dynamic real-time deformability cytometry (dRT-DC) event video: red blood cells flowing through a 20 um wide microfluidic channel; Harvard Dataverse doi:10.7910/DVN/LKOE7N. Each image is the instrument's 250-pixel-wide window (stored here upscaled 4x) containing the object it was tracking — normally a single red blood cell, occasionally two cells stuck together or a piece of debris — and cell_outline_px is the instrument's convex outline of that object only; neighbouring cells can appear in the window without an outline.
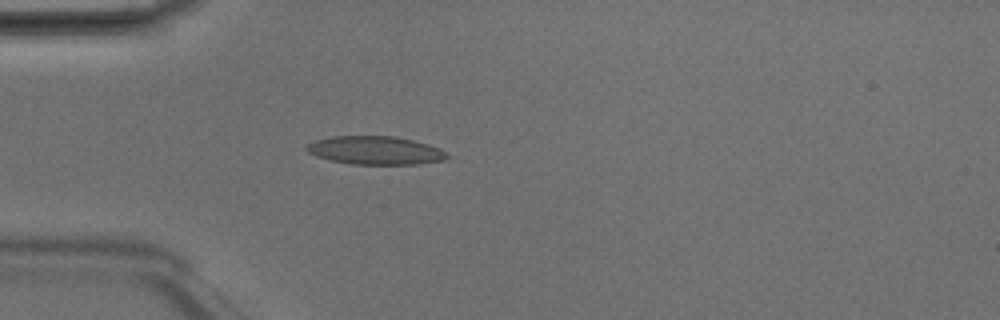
{"species": "Egyptian fruit bat (a non-hibernating species)", "species_latin": "Rousettus aegyptiacus", "temperature_condition": "room temperature", "stored_images_in_passage": 2, "camera_frame_rate_fps": 3000, "um_per_image_px": 0.085, "animal": {"sex": "male"}, "frame": {"image": 1, "passage_image": 2, "time_ms": 0.333, "image_size_px": [1000, 320], "cell_outline_px": [[448, 156], [444, 160], [416, 164], [352, 164], [332, 160], [316, 156], [308, 152], [304, 148], [308, 144], [316, 140], [332, 136], [396, 136], [428, 144], [440, 148]], "centroid_in_image_um": [31.89, 12.77], "position_along_channel_um": 53.1, "area_um2": 23.0}}